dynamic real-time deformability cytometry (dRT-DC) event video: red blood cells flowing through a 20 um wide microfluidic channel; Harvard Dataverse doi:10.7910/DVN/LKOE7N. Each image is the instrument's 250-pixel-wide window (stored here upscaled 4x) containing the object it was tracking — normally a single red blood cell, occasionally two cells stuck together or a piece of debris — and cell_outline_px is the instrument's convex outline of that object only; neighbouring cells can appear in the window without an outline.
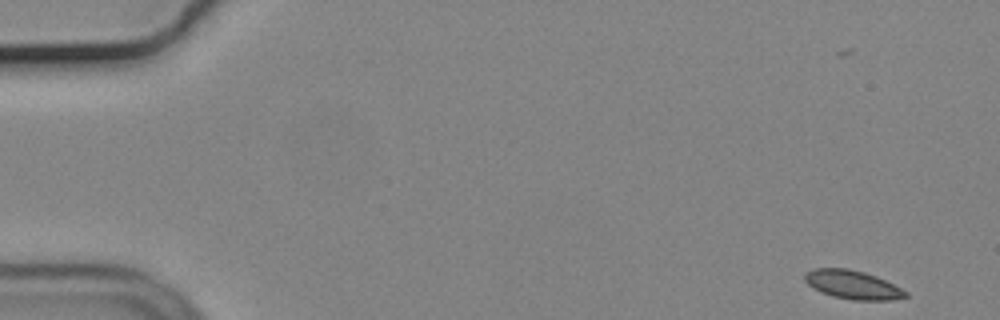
{"species": "common noctule bat (a hibernating species)", "species_latin": "Nyctalus noctula", "temperature_condition": "cold", "stored_images_in_passage": 55, "camera_frame_rate_fps": 3000, "um_per_image_px": 0.085, "animal": {"sex": "male", "body_mass_g": 19.2, "forearm_length_mm": 51.8}, "frame": {"image": 1, "passage_image": 1, "time_ms": 0.0, "image_size_px": [1000, 320], "cell_outline_px": [[908, 296], [892, 300], [852, 300], [832, 296], [820, 292], [812, 288], [804, 280], [804, 272], [812, 268], [848, 268], [864, 272], [876, 276], [908, 292]], "centroid_in_image_um": [72.42, 24.2], "position_along_channel_um": 12.6, "area_um2": 16.94}}
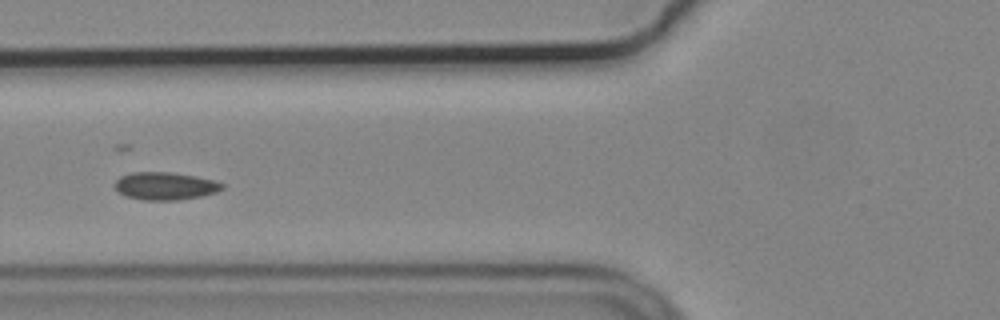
{"frame": {"image": 2, "passage_image": 20, "time_ms": 6.333, "image_size_px": [1000, 320], "cell_outline_px": [[224, 188], [216, 192], [200, 196], [180, 200], [144, 200], [124, 196], [116, 188], [116, 180], [120, 176], [132, 172], [172, 172], [196, 176], [212, 180], [224, 184]], "centroid_in_image_um": [14.04, 15.81], "position_along_channel_um": 111.8, "area_um2": 17.28}}
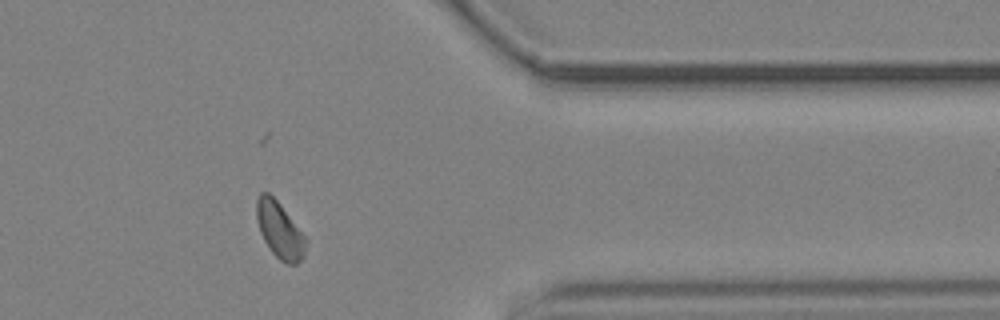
{"frame": {"image": 3, "passage_image": 44, "time_ms": 14.333, "image_size_px": [1000, 320], "cell_outline_px": [[308, 240], [304, 256], [296, 264], [288, 264], [280, 260], [268, 248], [260, 232], [256, 220], [256, 200], [260, 192], [268, 192], [280, 204]], "centroid_in_image_um": [23.76, 19.56], "position_along_channel_um": 387.6, "area_um2": 16.18}}